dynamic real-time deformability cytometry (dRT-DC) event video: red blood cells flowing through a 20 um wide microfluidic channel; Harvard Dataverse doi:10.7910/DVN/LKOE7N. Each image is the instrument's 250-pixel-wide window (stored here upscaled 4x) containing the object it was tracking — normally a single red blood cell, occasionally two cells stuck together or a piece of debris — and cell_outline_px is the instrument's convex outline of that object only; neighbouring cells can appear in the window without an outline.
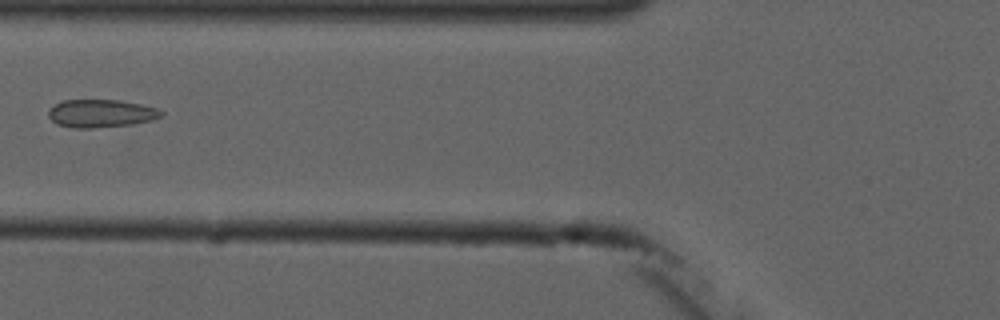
{"species": "common noctule bat (a hibernating species)", "species_latin": "Nyctalus noctula", "temperature_condition": "cold", "stored_images_in_passage": 7, "camera_frame_rate_fps": 3000, "um_per_image_px": 0.085, "animal": {"sex": "male", "forearm_length_mm": 52.5}, "frame": {"image": 1, "passage_image": 6, "time_ms": 6.0, "image_size_px": [1000, 320], "cell_outline_px": [[164, 116], [152, 120], [132, 124], [92, 128], [72, 128], [56, 124], [48, 116], [48, 112], [56, 104], [64, 100], [120, 100], [140, 104], [156, 108], [164, 112]], "centroid_in_image_um": [8.6, 9.65], "position_along_channel_um": 117.2, "area_um2": 18.32}}
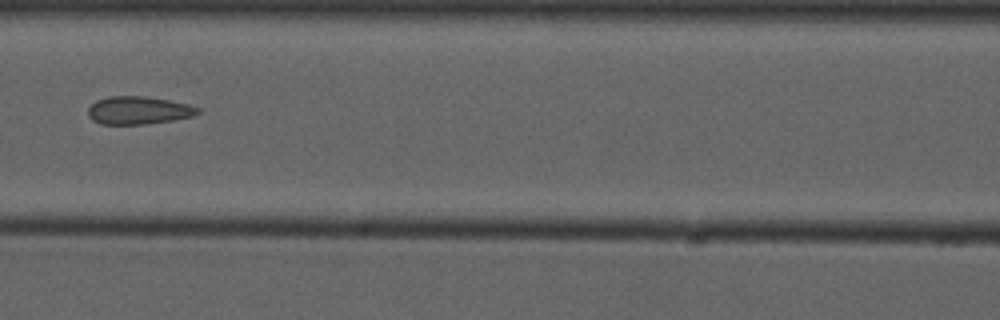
{"frame": {"image": 2, "passage_image": 7, "time_ms": 7.0, "image_size_px": [1000, 320], "cell_outline_px": [[200, 112], [192, 116], [172, 120], [144, 124], [100, 124], [92, 120], [88, 116], [88, 108], [96, 100], [108, 96], [144, 96], [168, 100], [188, 104], [200, 108]], "centroid_in_image_um": [11.74, 9.37], "position_along_channel_um": 154.9, "area_um2": 17.8}}